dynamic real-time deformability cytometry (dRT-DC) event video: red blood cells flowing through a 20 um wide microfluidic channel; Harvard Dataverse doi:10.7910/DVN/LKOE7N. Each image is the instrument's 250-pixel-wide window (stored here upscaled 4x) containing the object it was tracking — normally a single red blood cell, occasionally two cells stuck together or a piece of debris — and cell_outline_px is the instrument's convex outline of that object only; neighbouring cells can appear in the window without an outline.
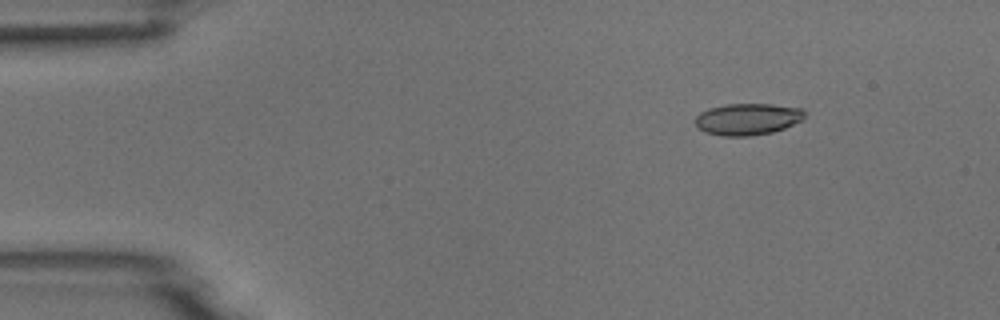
{"species": "common noctule bat (a hibernating species)", "species_latin": "Nyctalus noctula", "temperature_condition": "room temperature", "stored_images_in_passage": 5, "camera_frame_rate_fps": 3000, "um_per_image_px": 0.085, "animal": {"sex": "male", "body_mass_g": 18.8}, "frame": {"image": 1, "passage_image": 2, "time_ms": 1.333, "image_size_px": [1000, 320], "cell_outline_px": [[804, 120], [784, 128], [772, 132], [748, 136], [720, 136], [704, 132], [696, 128], [696, 116], [700, 112], [708, 108], [724, 104], [772, 104], [804, 108]], "centroid_in_image_um": [63.54, 10.12], "position_along_channel_um": 21.5, "area_um2": 20.46}}
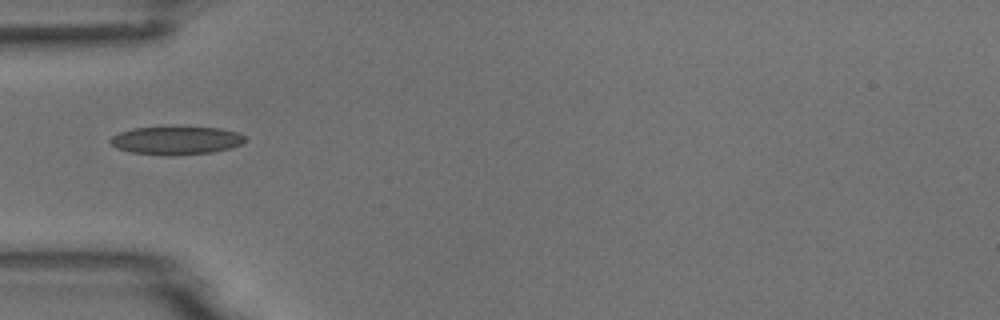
{"frame": {"image": 2, "passage_image": 5, "time_ms": 4.667, "image_size_px": [1000, 320], "cell_outline_px": [[248, 140], [244, 144], [232, 148], [212, 152], [172, 156], [168, 156], [132, 152], [116, 148], [108, 140], [112, 136], [120, 132], [132, 128], [180, 124], [220, 128], [236, 132], [244, 136]], "centroid_in_image_um": [15.01, 11.89], "position_along_channel_um": 70.0, "area_um2": 23.29}}